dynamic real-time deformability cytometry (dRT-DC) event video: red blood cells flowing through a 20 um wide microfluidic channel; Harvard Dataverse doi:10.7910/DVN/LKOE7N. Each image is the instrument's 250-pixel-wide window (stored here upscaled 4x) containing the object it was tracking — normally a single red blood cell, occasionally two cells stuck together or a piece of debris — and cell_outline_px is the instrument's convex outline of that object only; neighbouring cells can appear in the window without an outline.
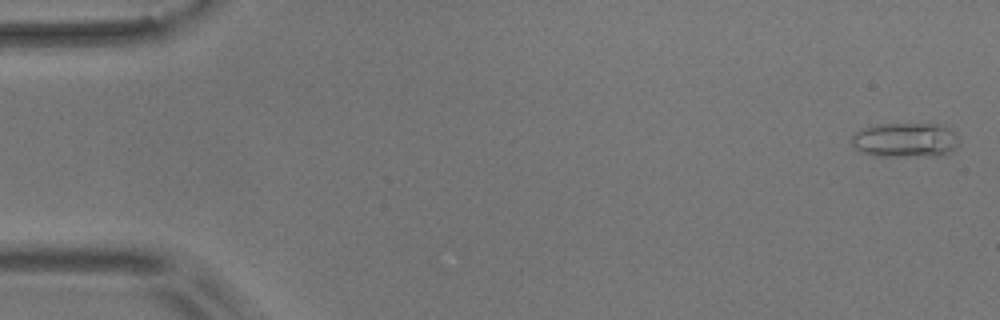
{"species": "common noctule bat (a hibernating species)", "species_latin": "Nyctalus noctula", "temperature_condition": "room temperature", "stored_images_in_passage": 5, "camera_frame_rate_fps": 3000, "um_per_image_px": 0.085, "animal": {"sex": "male", "body_mass_g": 17.9}, "frame": {"image": 1, "passage_image": 1, "time_ms": 0.0, "image_size_px": [1000, 320], "cell_outline_px": [[960, 144], [956, 148], [944, 156], [876, 156], [860, 152], [852, 144], [852, 136], [860, 128], [876, 124], [944, 124], [952, 132]], "centroid_in_image_um": [76.95, 11.91], "position_along_channel_um": 8.1, "area_um2": 21.91}}